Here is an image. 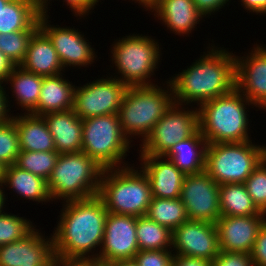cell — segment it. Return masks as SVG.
I'll use <instances>...</instances> for the list:
<instances>
[{
    "label": "cell",
    "mask_w": 266,
    "mask_h": 266,
    "mask_svg": "<svg viewBox=\"0 0 266 266\" xmlns=\"http://www.w3.org/2000/svg\"><path fill=\"white\" fill-rule=\"evenodd\" d=\"M63 203L60 221L52 235L55 257L91 259L90 252L93 254L95 247L101 248L103 242L106 207L98 195Z\"/></svg>",
    "instance_id": "cell-1"
},
{
    "label": "cell",
    "mask_w": 266,
    "mask_h": 266,
    "mask_svg": "<svg viewBox=\"0 0 266 266\" xmlns=\"http://www.w3.org/2000/svg\"><path fill=\"white\" fill-rule=\"evenodd\" d=\"M217 48L213 45L208 53L169 80L174 103L188 105L193 102L201 106L236 88L235 55Z\"/></svg>",
    "instance_id": "cell-2"
},
{
    "label": "cell",
    "mask_w": 266,
    "mask_h": 266,
    "mask_svg": "<svg viewBox=\"0 0 266 266\" xmlns=\"http://www.w3.org/2000/svg\"><path fill=\"white\" fill-rule=\"evenodd\" d=\"M124 164L122 167L103 170L98 196L107 212L135 217L144 216L152 200L149 179L142 169L135 170L133 166Z\"/></svg>",
    "instance_id": "cell-3"
},
{
    "label": "cell",
    "mask_w": 266,
    "mask_h": 266,
    "mask_svg": "<svg viewBox=\"0 0 266 266\" xmlns=\"http://www.w3.org/2000/svg\"><path fill=\"white\" fill-rule=\"evenodd\" d=\"M247 105L253 104L235 88L198 106L199 130L208 144L250 141Z\"/></svg>",
    "instance_id": "cell-4"
},
{
    "label": "cell",
    "mask_w": 266,
    "mask_h": 266,
    "mask_svg": "<svg viewBox=\"0 0 266 266\" xmlns=\"http://www.w3.org/2000/svg\"><path fill=\"white\" fill-rule=\"evenodd\" d=\"M166 82L169 84L168 88L170 87L168 90L157 84L128 86L118 111L120 128L127 139L139 135L144 141L172 106V87L169 80Z\"/></svg>",
    "instance_id": "cell-5"
},
{
    "label": "cell",
    "mask_w": 266,
    "mask_h": 266,
    "mask_svg": "<svg viewBox=\"0 0 266 266\" xmlns=\"http://www.w3.org/2000/svg\"><path fill=\"white\" fill-rule=\"evenodd\" d=\"M103 170L83 151L59 154L47 180L52 201L64 199L66 202L98 195Z\"/></svg>",
    "instance_id": "cell-6"
},
{
    "label": "cell",
    "mask_w": 266,
    "mask_h": 266,
    "mask_svg": "<svg viewBox=\"0 0 266 266\" xmlns=\"http://www.w3.org/2000/svg\"><path fill=\"white\" fill-rule=\"evenodd\" d=\"M251 141L208 144L205 171L218 185L245 183L265 158L266 146Z\"/></svg>",
    "instance_id": "cell-7"
},
{
    "label": "cell",
    "mask_w": 266,
    "mask_h": 266,
    "mask_svg": "<svg viewBox=\"0 0 266 266\" xmlns=\"http://www.w3.org/2000/svg\"><path fill=\"white\" fill-rule=\"evenodd\" d=\"M82 129V151L86 155L104 169L122 167L132 140L124 136L118 114L84 119Z\"/></svg>",
    "instance_id": "cell-8"
},
{
    "label": "cell",
    "mask_w": 266,
    "mask_h": 266,
    "mask_svg": "<svg viewBox=\"0 0 266 266\" xmlns=\"http://www.w3.org/2000/svg\"><path fill=\"white\" fill-rule=\"evenodd\" d=\"M112 62L127 86L153 85L149 80L160 60L159 44L149 36L129 35L112 44ZM149 78V79H148Z\"/></svg>",
    "instance_id": "cell-9"
},
{
    "label": "cell",
    "mask_w": 266,
    "mask_h": 266,
    "mask_svg": "<svg viewBox=\"0 0 266 266\" xmlns=\"http://www.w3.org/2000/svg\"><path fill=\"white\" fill-rule=\"evenodd\" d=\"M173 103L140 146L141 155L164 156L176 143L199 130L198 108L187 111Z\"/></svg>",
    "instance_id": "cell-10"
},
{
    "label": "cell",
    "mask_w": 266,
    "mask_h": 266,
    "mask_svg": "<svg viewBox=\"0 0 266 266\" xmlns=\"http://www.w3.org/2000/svg\"><path fill=\"white\" fill-rule=\"evenodd\" d=\"M128 86L118 78L97 79L75 88L73 111L82 120L118 114Z\"/></svg>",
    "instance_id": "cell-11"
},
{
    "label": "cell",
    "mask_w": 266,
    "mask_h": 266,
    "mask_svg": "<svg viewBox=\"0 0 266 266\" xmlns=\"http://www.w3.org/2000/svg\"><path fill=\"white\" fill-rule=\"evenodd\" d=\"M219 186L205 170L185 176L180 198L189 220L216 223L221 216Z\"/></svg>",
    "instance_id": "cell-12"
},
{
    "label": "cell",
    "mask_w": 266,
    "mask_h": 266,
    "mask_svg": "<svg viewBox=\"0 0 266 266\" xmlns=\"http://www.w3.org/2000/svg\"><path fill=\"white\" fill-rule=\"evenodd\" d=\"M137 217L108 212L105 221L103 242L99 253L92 259L102 264L133 259L139 251L136 235Z\"/></svg>",
    "instance_id": "cell-13"
},
{
    "label": "cell",
    "mask_w": 266,
    "mask_h": 266,
    "mask_svg": "<svg viewBox=\"0 0 266 266\" xmlns=\"http://www.w3.org/2000/svg\"><path fill=\"white\" fill-rule=\"evenodd\" d=\"M172 247L176 255L213 261L219 254L216 224L188 220L172 231Z\"/></svg>",
    "instance_id": "cell-14"
},
{
    "label": "cell",
    "mask_w": 266,
    "mask_h": 266,
    "mask_svg": "<svg viewBox=\"0 0 266 266\" xmlns=\"http://www.w3.org/2000/svg\"><path fill=\"white\" fill-rule=\"evenodd\" d=\"M48 17L47 13L39 15V28L51 40L64 69L67 66L81 68L92 64L96 54L90 42H86L89 40H85L84 35L75 28L50 25Z\"/></svg>",
    "instance_id": "cell-15"
},
{
    "label": "cell",
    "mask_w": 266,
    "mask_h": 266,
    "mask_svg": "<svg viewBox=\"0 0 266 266\" xmlns=\"http://www.w3.org/2000/svg\"><path fill=\"white\" fill-rule=\"evenodd\" d=\"M235 58L236 89L240 91L253 106L266 109L265 46L262 47L261 45H257L246 57L235 56Z\"/></svg>",
    "instance_id": "cell-16"
},
{
    "label": "cell",
    "mask_w": 266,
    "mask_h": 266,
    "mask_svg": "<svg viewBox=\"0 0 266 266\" xmlns=\"http://www.w3.org/2000/svg\"><path fill=\"white\" fill-rule=\"evenodd\" d=\"M55 258L53 237L34 229L22 240L0 246V266H46Z\"/></svg>",
    "instance_id": "cell-17"
},
{
    "label": "cell",
    "mask_w": 266,
    "mask_h": 266,
    "mask_svg": "<svg viewBox=\"0 0 266 266\" xmlns=\"http://www.w3.org/2000/svg\"><path fill=\"white\" fill-rule=\"evenodd\" d=\"M265 216H220L215 223L220 251L250 254Z\"/></svg>",
    "instance_id": "cell-18"
},
{
    "label": "cell",
    "mask_w": 266,
    "mask_h": 266,
    "mask_svg": "<svg viewBox=\"0 0 266 266\" xmlns=\"http://www.w3.org/2000/svg\"><path fill=\"white\" fill-rule=\"evenodd\" d=\"M139 156L142 161L139 169H142L149 179L152 197L179 198L186 175L164 156Z\"/></svg>",
    "instance_id": "cell-19"
},
{
    "label": "cell",
    "mask_w": 266,
    "mask_h": 266,
    "mask_svg": "<svg viewBox=\"0 0 266 266\" xmlns=\"http://www.w3.org/2000/svg\"><path fill=\"white\" fill-rule=\"evenodd\" d=\"M54 139L59 154L82 151V119L73 109L47 113L42 116Z\"/></svg>",
    "instance_id": "cell-20"
},
{
    "label": "cell",
    "mask_w": 266,
    "mask_h": 266,
    "mask_svg": "<svg viewBox=\"0 0 266 266\" xmlns=\"http://www.w3.org/2000/svg\"><path fill=\"white\" fill-rule=\"evenodd\" d=\"M19 66L41 76H54L65 70L51 40L40 28L31 37Z\"/></svg>",
    "instance_id": "cell-21"
},
{
    "label": "cell",
    "mask_w": 266,
    "mask_h": 266,
    "mask_svg": "<svg viewBox=\"0 0 266 266\" xmlns=\"http://www.w3.org/2000/svg\"><path fill=\"white\" fill-rule=\"evenodd\" d=\"M76 87L64 79L62 73L44 76L37 107L30 114L43 116L47 113L73 109Z\"/></svg>",
    "instance_id": "cell-22"
},
{
    "label": "cell",
    "mask_w": 266,
    "mask_h": 266,
    "mask_svg": "<svg viewBox=\"0 0 266 266\" xmlns=\"http://www.w3.org/2000/svg\"><path fill=\"white\" fill-rule=\"evenodd\" d=\"M152 10L155 11L154 16L162 20L167 29L182 36L191 33L204 17L193 0H160Z\"/></svg>",
    "instance_id": "cell-23"
},
{
    "label": "cell",
    "mask_w": 266,
    "mask_h": 266,
    "mask_svg": "<svg viewBox=\"0 0 266 266\" xmlns=\"http://www.w3.org/2000/svg\"><path fill=\"white\" fill-rule=\"evenodd\" d=\"M207 146L208 141L198 130L191 137L173 145L164 158L169 159L185 175L200 173L206 167Z\"/></svg>",
    "instance_id": "cell-24"
},
{
    "label": "cell",
    "mask_w": 266,
    "mask_h": 266,
    "mask_svg": "<svg viewBox=\"0 0 266 266\" xmlns=\"http://www.w3.org/2000/svg\"><path fill=\"white\" fill-rule=\"evenodd\" d=\"M19 136L20 151H56L54 139L42 116L25 114L11 116Z\"/></svg>",
    "instance_id": "cell-25"
},
{
    "label": "cell",
    "mask_w": 266,
    "mask_h": 266,
    "mask_svg": "<svg viewBox=\"0 0 266 266\" xmlns=\"http://www.w3.org/2000/svg\"><path fill=\"white\" fill-rule=\"evenodd\" d=\"M3 185L15 190L22 198L36 202H46L52 200L47 181L20 169L15 164L5 168Z\"/></svg>",
    "instance_id": "cell-26"
},
{
    "label": "cell",
    "mask_w": 266,
    "mask_h": 266,
    "mask_svg": "<svg viewBox=\"0 0 266 266\" xmlns=\"http://www.w3.org/2000/svg\"><path fill=\"white\" fill-rule=\"evenodd\" d=\"M40 14L41 8L33 0H9L0 10V33L28 30Z\"/></svg>",
    "instance_id": "cell-27"
},
{
    "label": "cell",
    "mask_w": 266,
    "mask_h": 266,
    "mask_svg": "<svg viewBox=\"0 0 266 266\" xmlns=\"http://www.w3.org/2000/svg\"><path fill=\"white\" fill-rule=\"evenodd\" d=\"M41 75L34 74L22 68L15 66L7 78V83L11 84L13 95L17 104L30 114L36 107L40 98V90L43 82Z\"/></svg>",
    "instance_id": "cell-28"
},
{
    "label": "cell",
    "mask_w": 266,
    "mask_h": 266,
    "mask_svg": "<svg viewBox=\"0 0 266 266\" xmlns=\"http://www.w3.org/2000/svg\"><path fill=\"white\" fill-rule=\"evenodd\" d=\"M221 216L266 215L258 210L244 183H226L219 186Z\"/></svg>",
    "instance_id": "cell-29"
},
{
    "label": "cell",
    "mask_w": 266,
    "mask_h": 266,
    "mask_svg": "<svg viewBox=\"0 0 266 266\" xmlns=\"http://www.w3.org/2000/svg\"><path fill=\"white\" fill-rule=\"evenodd\" d=\"M146 216L171 231L189 220L180 197L176 199L152 197Z\"/></svg>",
    "instance_id": "cell-30"
},
{
    "label": "cell",
    "mask_w": 266,
    "mask_h": 266,
    "mask_svg": "<svg viewBox=\"0 0 266 266\" xmlns=\"http://www.w3.org/2000/svg\"><path fill=\"white\" fill-rule=\"evenodd\" d=\"M136 235L139 250L172 249V231L146 215L137 217Z\"/></svg>",
    "instance_id": "cell-31"
},
{
    "label": "cell",
    "mask_w": 266,
    "mask_h": 266,
    "mask_svg": "<svg viewBox=\"0 0 266 266\" xmlns=\"http://www.w3.org/2000/svg\"><path fill=\"white\" fill-rule=\"evenodd\" d=\"M38 29L39 18L28 30L0 33V51L19 66L25 58L31 37Z\"/></svg>",
    "instance_id": "cell-32"
},
{
    "label": "cell",
    "mask_w": 266,
    "mask_h": 266,
    "mask_svg": "<svg viewBox=\"0 0 266 266\" xmlns=\"http://www.w3.org/2000/svg\"><path fill=\"white\" fill-rule=\"evenodd\" d=\"M58 155L57 151H20L15 165L47 181Z\"/></svg>",
    "instance_id": "cell-33"
},
{
    "label": "cell",
    "mask_w": 266,
    "mask_h": 266,
    "mask_svg": "<svg viewBox=\"0 0 266 266\" xmlns=\"http://www.w3.org/2000/svg\"><path fill=\"white\" fill-rule=\"evenodd\" d=\"M34 229L32 222L24 217L0 212V246L22 240Z\"/></svg>",
    "instance_id": "cell-34"
},
{
    "label": "cell",
    "mask_w": 266,
    "mask_h": 266,
    "mask_svg": "<svg viewBox=\"0 0 266 266\" xmlns=\"http://www.w3.org/2000/svg\"><path fill=\"white\" fill-rule=\"evenodd\" d=\"M19 153V136L15 122L10 118L7 122L0 124V162L6 167L13 165Z\"/></svg>",
    "instance_id": "cell-35"
},
{
    "label": "cell",
    "mask_w": 266,
    "mask_h": 266,
    "mask_svg": "<svg viewBox=\"0 0 266 266\" xmlns=\"http://www.w3.org/2000/svg\"><path fill=\"white\" fill-rule=\"evenodd\" d=\"M244 184L255 206L260 212L266 214V157L253 170Z\"/></svg>",
    "instance_id": "cell-36"
},
{
    "label": "cell",
    "mask_w": 266,
    "mask_h": 266,
    "mask_svg": "<svg viewBox=\"0 0 266 266\" xmlns=\"http://www.w3.org/2000/svg\"><path fill=\"white\" fill-rule=\"evenodd\" d=\"M172 250H139L133 258L138 266H171Z\"/></svg>",
    "instance_id": "cell-37"
},
{
    "label": "cell",
    "mask_w": 266,
    "mask_h": 266,
    "mask_svg": "<svg viewBox=\"0 0 266 266\" xmlns=\"http://www.w3.org/2000/svg\"><path fill=\"white\" fill-rule=\"evenodd\" d=\"M211 266H254V264L248 253L220 251Z\"/></svg>",
    "instance_id": "cell-38"
},
{
    "label": "cell",
    "mask_w": 266,
    "mask_h": 266,
    "mask_svg": "<svg viewBox=\"0 0 266 266\" xmlns=\"http://www.w3.org/2000/svg\"><path fill=\"white\" fill-rule=\"evenodd\" d=\"M250 255L254 266H266V222L257 234Z\"/></svg>",
    "instance_id": "cell-39"
},
{
    "label": "cell",
    "mask_w": 266,
    "mask_h": 266,
    "mask_svg": "<svg viewBox=\"0 0 266 266\" xmlns=\"http://www.w3.org/2000/svg\"><path fill=\"white\" fill-rule=\"evenodd\" d=\"M196 8L205 17L213 14L230 2L229 0H193ZM213 12V13H212Z\"/></svg>",
    "instance_id": "cell-40"
},
{
    "label": "cell",
    "mask_w": 266,
    "mask_h": 266,
    "mask_svg": "<svg viewBox=\"0 0 266 266\" xmlns=\"http://www.w3.org/2000/svg\"><path fill=\"white\" fill-rule=\"evenodd\" d=\"M65 1L67 6L72 9L71 11L75 13V16L85 17L91 9H94L93 7H95V4H97L99 0H64V2Z\"/></svg>",
    "instance_id": "cell-41"
},
{
    "label": "cell",
    "mask_w": 266,
    "mask_h": 266,
    "mask_svg": "<svg viewBox=\"0 0 266 266\" xmlns=\"http://www.w3.org/2000/svg\"><path fill=\"white\" fill-rule=\"evenodd\" d=\"M211 261L201 258L173 255L171 266H211Z\"/></svg>",
    "instance_id": "cell-42"
},
{
    "label": "cell",
    "mask_w": 266,
    "mask_h": 266,
    "mask_svg": "<svg viewBox=\"0 0 266 266\" xmlns=\"http://www.w3.org/2000/svg\"><path fill=\"white\" fill-rule=\"evenodd\" d=\"M15 66L16 65L11 62L3 52L0 51V84L7 82V78Z\"/></svg>",
    "instance_id": "cell-43"
},
{
    "label": "cell",
    "mask_w": 266,
    "mask_h": 266,
    "mask_svg": "<svg viewBox=\"0 0 266 266\" xmlns=\"http://www.w3.org/2000/svg\"><path fill=\"white\" fill-rule=\"evenodd\" d=\"M4 89L2 84H0V124L7 122L11 118V115L8 114L10 108H7L10 102Z\"/></svg>",
    "instance_id": "cell-44"
},
{
    "label": "cell",
    "mask_w": 266,
    "mask_h": 266,
    "mask_svg": "<svg viewBox=\"0 0 266 266\" xmlns=\"http://www.w3.org/2000/svg\"><path fill=\"white\" fill-rule=\"evenodd\" d=\"M241 2L249 12L266 14V0H241Z\"/></svg>",
    "instance_id": "cell-45"
},
{
    "label": "cell",
    "mask_w": 266,
    "mask_h": 266,
    "mask_svg": "<svg viewBox=\"0 0 266 266\" xmlns=\"http://www.w3.org/2000/svg\"><path fill=\"white\" fill-rule=\"evenodd\" d=\"M61 266H97L96 259H61Z\"/></svg>",
    "instance_id": "cell-46"
},
{
    "label": "cell",
    "mask_w": 266,
    "mask_h": 266,
    "mask_svg": "<svg viewBox=\"0 0 266 266\" xmlns=\"http://www.w3.org/2000/svg\"><path fill=\"white\" fill-rule=\"evenodd\" d=\"M139 3V5H142L146 7L145 9L149 11H152V9L160 2V0H132Z\"/></svg>",
    "instance_id": "cell-47"
},
{
    "label": "cell",
    "mask_w": 266,
    "mask_h": 266,
    "mask_svg": "<svg viewBox=\"0 0 266 266\" xmlns=\"http://www.w3.org/2000/svg\"><path fill=\"white\" fill-rule=\"evenodd\" d=\"M108 266H138L134 259L120 260L107 264Z\"/></svg>",
    "instance_id": "cell-48"
},
{
    "label": "cell",
    "mask_w": 266,
    "mask_h": 266,
    "mask_svg": "<svg viewBox=\"0 0 266 266\" xmlns=\"http://www.w3.org/2000/svg\"><path fill=\"white\" fill-rule=\"evenodd\" d=\"M40 8H41V13L46 14L48 11L47 6L49 4L48 0H33ZM48 3V4H47Z\"/></svg>",
    "instance_id": "cell-49"
},
{
    "label": "cell",
    "mask_w": 266,
    "mask_h": 266,
    "mask_svg": "<svg viewBox=\"0 0 266 266\" xmlns=\"http://www.w3.org/2000/svg\"><path fill=\"white\" fill-rule=\"evenodd\" d=\"M2 187H4V186H0V212L3 211L2 208H4V206H5L4 204L6 201V196H5V193L3 191V189H5V188H2Z\"/></svg>",
    "instance_id": "cell-50"
},
{
    "label": "cell",
    "mask_w": 266,
    "mask_h": 266,
    "mask_svg": "<svg viewBox=\"0 0 266 266\" xmlns=\"http://www.w3.org/2000/svg\"><path fill=\"white\" fill-rule=\"evenodd\" d=\"M6 166L0 162V186H3Z\"/></svg>",
    "instance_id": "cell-51"
},
{
    "label": "cell",
    "mask_w": 266,
    "mask_h": 266,
    "mask_svg": "<svg viewBox=\"0 0 266 266\" xmlns=\"http://www.w3.org/2000/svg\"><path fill=\"white\" fill-rule=\"evenodd\" d=\"M46 266H61V259L55 257L49 264Z\"/></svg>",
    "instance_id": "cell-52"
},
{
    "label": "cell",
    "mask_w": 266,
    "mask_h": 266,
    "mask_svg": "<svg viewBox=\"0 0 266 266\" xmlns=\"http://www.w3.org/2000/svg\"><path fill=\"white\" fill-rule=\"evenodd\" d=\"M8 1L9 0H0V10L2 9V6H5Z\"/></svg>",
    "instance_id": "cell-53"
},
{
    "label": "cell",
    "mask_w": 266,
    "mask_h": 266,
    "mask_svg": "<svg viewBox=\"0 0 266 266\" xmlns=\"http://www.w3.org/2000/svg\"><path fill=\"white\" fill-rule=\"evenodd\" d=\"M97 266H108L107 264H102L100 261L97 260Z\"/></svg>",
    "instance_id": "cell-54"
}]
</instances>
